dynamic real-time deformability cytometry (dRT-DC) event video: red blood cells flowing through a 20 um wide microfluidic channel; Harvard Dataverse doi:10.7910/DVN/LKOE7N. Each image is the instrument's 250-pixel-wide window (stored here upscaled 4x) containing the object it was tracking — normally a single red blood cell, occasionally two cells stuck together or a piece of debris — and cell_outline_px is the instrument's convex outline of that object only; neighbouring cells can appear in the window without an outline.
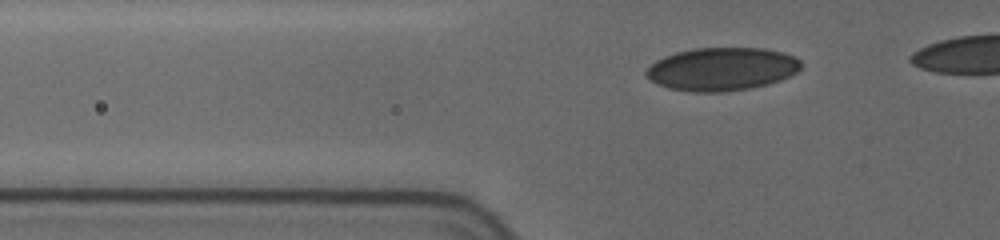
{"species": "human", "species_latin": "Homo sapiens", "temperature_condition": "cold", "stored_images_in_passage": 20, "camera_frame_rate_fps": 3000, "um_per_image_px": 0.085, "donor": {"sex": "female"}, "frame": {"image": 1, "passage_image": 12, "time_ms": 3.667, "image_size_px": [1000, 240], "cell_outline_px": [[800, 68], [796, 72], [780, 80], [748, 88], [720, 92], [688, 92], [668, 88], [656, 84], [644, 72], [656, 60], [664, 56], [676, 52], [696, 48], [764, 48], [780, 52], [792, 56], [800, 60]], "centroid_in_image_um": [61.31, 5.87], "position_along_channel_um": 64.5, "area_um2": 38.55}}
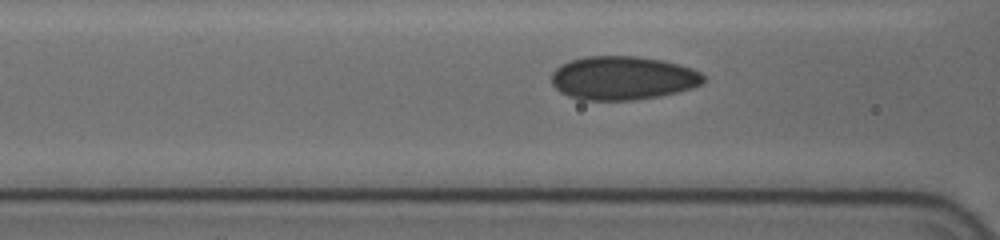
{"frame": {"image": 2, "passage_image": 17, "time_ms": 5.333, "image_size_px": [1000, 240], "cell_outline_px": [[704, 80], [700, 84], [692, 88], [660, 96], [636, 100], [580, 100], [568, 96], [560, 92], [552, 84], [552, 72], [560, 64], [584, 56], [636, 56], [664, 60], [680, 64], [692, 68], [700, 72], [704, 76]], "centroid_in_image_um": [52.93, 6.63], "position_along_channel_um": 113.7, "area_um2": 38.9}}